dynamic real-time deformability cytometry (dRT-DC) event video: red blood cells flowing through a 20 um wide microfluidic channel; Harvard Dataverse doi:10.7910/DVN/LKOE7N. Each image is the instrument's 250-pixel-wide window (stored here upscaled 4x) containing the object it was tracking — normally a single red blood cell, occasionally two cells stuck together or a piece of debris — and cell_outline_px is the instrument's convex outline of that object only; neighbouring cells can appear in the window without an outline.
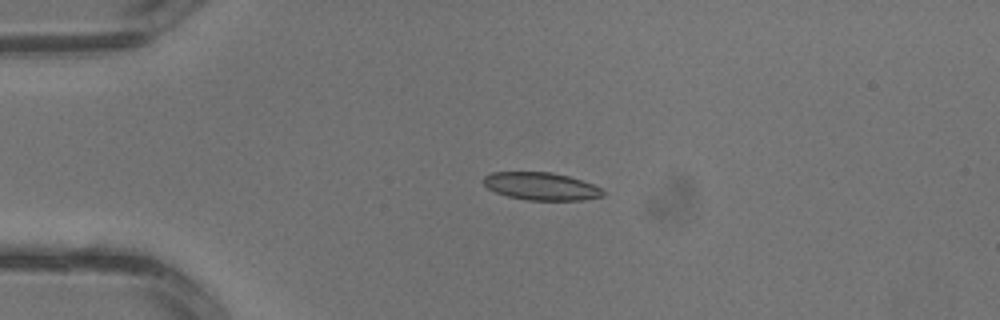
{"species": "common noctule bat (a hibernating species)", "species_latin": "Nyctalus noctula", "temperature_condition": "warm", "stored_images_in_passage": 2, "camera_frame_rate_fps": 3000, "um_per_image_px": 0.085, "animal": {"sex": "male", "body_mass_g": 13.3}, "frame": {"image": 1, "passage_image": 2, "time_ms": 0.333, "image_size_px": [1000, 320], "cell_outline_px": [[604, 196], [584, 200], [528, 200], [508, 196], [496, 192], [488, 188], [484, 184], [484, 176], [492, 172], [552, 172], [568, 176], [592, 184], [600, 188], [604, 192]], "centroid_in_image_um": [46.0, 15.83], "position_along_channel_um": 39.0, "area_um2": 19.13}}